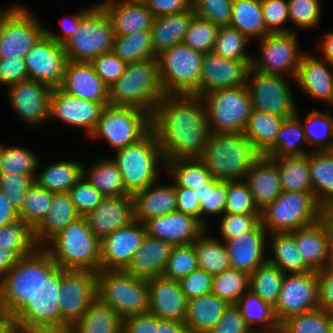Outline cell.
Wrapping results in <instances>:
<instances>
[{"label": "cell", "mask_w": 333, "mask_h": 333, "mask_svg": "<svg viewBox=\"0 0 333 333\" xmlns=\"http://www.w3.org/2000/svg\"><path fill=\"white\" fill-rule=\"evenodd\" d=\"M163 158H201L211 134L205 105L198 95H167L151 114Z\"/></svg>", "instance_id": "obj_1"}, {"label": "cell", "mask_w": 333, "mask_h": 333, "mask_svg": "<svg viewBox=\"0 0 333 333\" xmlns=\"http://www.w3.org/2000/svg\"><path fill=\"white\" fill-rule=\"evenodd\" d=\"M57 266L42 247L20 258L0 280V310L14 317L35 296L42 279Z\"/></svg>", "instance_id": "obj_2"}, {"label": "cell", "mask_w": 333, "mask_h": 333, "mask_svg": "<svg viewBox=\"0 0 333 333\" xmlns=\"http://www.w3.org/2000/svg\"><path fill=\"white\" fill-rule=\"evenodd\" d=\"M64 270H100V240L84 216L73 220L42 247Z\"/></svg>", "instance_id": "obj_3"}, {"label": "cell", "mask_w": 333, "mask_h": 333, "mask_svg": "<svg viewBox=\"0 0 333 333\" xmlns=\"http://www.w3.org/2000/svg\"><path fill=\"white\" fill-rule=\"evenodd\" d=\"M108 91L109 105L133 106L152 114L166 96L160 82L158 58L128 63Z\"/></svg>", "instance_id": "obj_4"}, {"label": "cell", "mask_w": 333, "mask_h": 333, "mask_svg": "<svg viewBox=\"0 0 333 333\" xmlns=\"http://www.w3.org/2000/svg\"><path fill=\"white\" fill-rule=\"evenodd\" d=\"M261 156L244 133H211L201 159L218 181H240Z\"/></svg>", "instance_id": "obj_5"}, {"label": "cell", "mask_w": 333, "mask_h": 333, "mask_svg": "<svg viewBox=\"0 0 333 333\" xmlns=\"http://www.w3.org/2000/svg\"><path fill=\"white\" fill-rule=\"evenodd\" d=\"M113 155L111 158L122 175L125 189L132 195L159 180L160 171H165V160L152 130L138 142L115 151Z\"/></svg>", "instance_id": "obj_6"}, {"label": "cell", "mask_w": 333, "mask_h": 333, "mask_svg": "<svg viewBox=\"0 0 333 333\" xmlns=\"http://www.w3.org/2000/svg\"><path fill=\"white\" fill-rule=\"evenodd\" d=\"M62 268L43 278L35 296L14 316L18 333H61Z\"/></svg>", "instance_id": "obj_7"}, {"label": "cell", "mask_w": 333, "mask_h": 333, "mask_svg": "<svg viewBox=\"0 0 333 333\" xmlns=\"http://www.w3.org/2000/svg\"><path fill=\"white\" fill-rule=\"evenodd\" d=\"M97 278V297L110 305L119 316L148 313V281L129 274L125 270H99Z\"/></svg>", "instance_id": "obj_8"}, {"label": "cell", "mask_w": 333, "mask_h": 333, "mask_svg": "<svg viewBox=\"0 0 333 333\" xmlns=\"http://www.w3.org/2000/svg\"><path fill=\"white\" fill-rule=\"evenodd\" d=\"M321 219V206L313 193L282 191L261 210V224L268 234L293 232Z\"/></svg>", "instance_id": "obj_9"}, {"label": "cell", "mask_w": 333, "mask_h": 333, "mask_svg": "<svg viewBox=\"0 0 333 333\" xmlns=\"http://www.w3.org/2000/svg\"><path fill=\"white\" fill-rule=\"evenodd\" d=\"M159 76L165 95H198L204 54L184 43L158 55Z\"/></svg>", "instance_id": "obj_10"}, {"label": "cell", "mask_w": 333, "mask_h": 333, "mask_svg": "<svg viewBox=\"0 0 333 333\" xmlns=\"http://www.w3.org/2000/svg\"><path fill=\"white\" fill-rule=\"evenodd\" d=\"M151 130V114L133 106L106 105L91 139L106 140L114 151L142 139Z\"/></svg>", "instance_id": "obj_11"}, {"label": "cell", "mask_w": 333, "mask_h": 333, "mask_svg": "<svg viewBox=\"0 0 333 333\" xmlns=\"http://www.w3.org/2000/svg\"><path fill=\"white\" fill-rule=\"evenodd\" d=\"M211 133H244L252 111L246 85L218 89L201 97Z\"/></svg>", "instance_id": "obj_12"}, {"label": "cell", "mask_w": 333, "mask_h": 333, "mask_svg": "<svg viewBox=\"0 0 333 333\" xmlns=\"http://www.w3.org/2000/svg\"><path fill=\"white\" fill-rule=\"evenodd\" d=\"M114 31L109 16L97 4L81 21L76 34L63 44L69 61L91 62L112 51Z\"/></svg>", "instance_id": "obj_13"}, {"label": "cell", "mask_w": 333, "mask_h": 333, "mask_svg": "<svg viewBox=\"0 0 333 333\" xmlns=\"http://www.w3.org/2000/svg\"><path fill=\"white\" fill-rule=\"evenodd\" d=\"M291 80L283 75L267 74L253 69L247 73L246 86L250 93L252 110L289 118L297 113Z\"/></svg>", "instance_id": "obj_14"}, {"label": "cell", "mask_w": 333, "mask_h": 333, "mask_svg": "<svg viewBox=\"0 0 333 333\" xmlns=\"http://www.w3.org/2000/svg\"><path fill=\"white\" fill-rule=\"evenodd\" d=\"M45 31L46 27L27 7L12 5L0 26V58H24Z\"/></svg>", "instance_id": "obj_15"}, {"label": "cell", "mask_w": 333, "mask_h": 333, "mask_svg": "<svg viewBox=\"0 0 333 333\" xmlns=\"http://www.w3.org/2000/svg\"><path fill=\"white\" fill-rule=\"evenodd\" d=\"M259 57H252L251 67L257 71L294 78L302 55L298 36L295 31L289 33H270L259 39Z\"/></svg>", "instance_id": "obj_16"}, {"label": "cell", "mask_w": 333, "mask_h": 333, "mask_svg": "<svg viewBox=\"0 0 333 333\" xmlns=\"http://www.w3.org/2000/svg\"><path fill=\"white\" fill-rule=\"evenodd\" d=\"M97 297L96 273L89 270H64L60 285L61 333L78 321Z\"/></svg>", "instance_id": "obj_17"}, {"label": "cell", "mask_w": 333, "mask_h": 333, "mask_svg": "<svg viewBox=\"0 0 333 333\" xmlns=\"http://www.w3.org/2000/svg\"><path fill=\"white\" fill-rule=\"evenodd\" d=\"M318 271L285 274L274 307L277 321L281 324L289 317L319 308Z\"/></svg>", "instance_id": "obj_18"}, {"label": "cell", "mask_w": 333, "mask_h": 333, "mask_svg": "<svg viewBox=\"0 0 333 333\" xmlns=\"http://www.w3.org/2000/svg\"><path fill=\"white\" fill-rule=\"evenodd\" d=\"M5 88L13 111L27 125L34 128L49 121V100L52 88L29 78Z\"/></svg>", "instance_id": "obj_19"}, {"label": "cell", "mask_w": 333, "mask_h": 333, "mask_svg": "<svg viewBox=\"0 0 333 333\" xmlns=\"http://www.w3.org/2000/svg\"><path fill=\"white\" fill-rule=\"evenodd\" d=\"M24 58L29 79L46 84L52 89L59 88L68 61L63 45L45 34Z\"/></svg>", "instance_id": "obj_20"}, {"label": "cell", "mask_w": 333, "mask_h": 333, "mask_svg": "<svg viewBox=\"0 0 333 333\" xmlns=\"http://www.w3.org/2000/svg\"><path fill=\"white\" fill-rule=\"evenodd\" d=\"M146 236L144 224L133 220L100 241V270H125Z\"/></svg>", "instance_id": "obj_21"}, {"label": "cell", "mask_w": 333, "mask_h": 333, "mask_svg": "<svg viewBox=\"0 0 333 333\" xmlns=\"http://www.w3.org/2000/svg\"><path fill=\"white\" fill-rule=\"evenodd\" d=\"M252 60H230L213 51L204 54L199 81V96L218 89L246 85Z\"/></svg>", "instance_id": "obj_22"}, {"label": "cell", "mask_w": 333, "mask_h": 333, "mask_svg": "<svg viewBox=\"0 0 333 333\" xmlns=\"http://www.w3.org/2000/svg\"><path fill=\"white\" fill-rule=\"evenodd\" d=\"M104 106L94 102L70 96L59 88H54L49 100V120L52 118L66 125L85 129L89 137L98 122Z\"/></svg>", "instance_id": "obj_23"}, {"label": "cell", "mask_w": 333, "mask_h": 333, "mask_svg": "<svg viewBox=\"0 0 333 333\" xmlns=\"http://www.w3.org/2000/svg\"><path fill=\"white\" fill-rule=\"evenodd\" d=\"M143 224L146 235L173 246L191 244L207 230L197 218L177 210L148 219Z\"/></svg>", "instance_id": "obj_24"}, {"label": "cell", "mask_w": 333, "mask_h": 333, "mask_svg": "<svg viewBox=\"0 0 333 333\" xmlns=\"http://www.w3.org/2000/svg\"><path fill=\"white\" fill-rule=\"evenodd\" d=\"M59 89L64 93L85 100L109 105L108 86L97 76L91 62L67 61Z\"/></svg>", "instance_id": "obj_25"}, {"label": "cell", "mask_w": 333, "mask_h": 333, "mask_svg": "<svg viewBox=\"0 0 333 333\" xmlns=\"http://www.w3.org/2000/svg\"><path fill=\"white\" fill-rule=\"evenodd\" d=\"M85 218L90 230L101 241L115 230L135 220L133 195L104 197Z\"/></svg>", "instance_id": "obj_26"}, {"label": "cell", "mask_w": 333, "mask_h": 333, "mask_svg": "<svg viewBox=\"0 0 333 333\" xmlns=\"http://www.w3.org/2000/svg\"><path fill=\"white\" fill-rule=\"evenodd\" d=\"M148 313L160 320L185 321L188 300L181 290L179 281L163 276L148 279Z\"/></svg>", "instance_id": "obj_27"}, {"label": "cell", "mask_w": 333, "mask_h": 333, "mask_svg": "<svg viewBox=\"0 0 333 333\" xmlns=\"http://www.w3.org/2000/svg\"><path fill=\"white\" fill-rule=\"evenodd\" d=\"M295 84L317 101L331 105L333 99V66L323 58L304 53L298 66Z\"/></svg>", "instance_id": "obj_28"}, {"label": "cell", "mask_w": 333, "mask_h": 333, "mask_svg": "<svg viewBox=\"0 0 333 333\" xmlns=\"http://www.w3.org/2000/svg\"><path fill=\"white\" fill-rule=\"evenodd\" d=\"M267 231L261 222L252 230L239 237L225 241L231 268L249 275L266 260Z\"/></svg>", "instance_id": "obj_29"}, {"label": "cell", "mask_w": 333, "mask_h": 333, "mask_svg": "<svg viewBox=\"0 0 333 333\" xmlns=\"http://www.w3.org/2000/svg\"><path fill=\"white\" fill-rule=\"evenodd\" d=\"M97 3L109 16L115 35H131L152 27L154 16L143 2L103 0Z\"/></svg>", "instance_id": "obj_30"}, {"label": "cell", "mask_w": 333, "mask_h": 333, "mask_svg": "<svg viewBox=\"0 0 333 333\" xmlns=\"http://www.w3.org/2000/svg\"><path fill=\"white\" fill-rule=\"evenodd\" d=\"M256 206L261 211L272 203L282 192L280 174L276 164L261 155L245 175Z\"/></svg>", "instance_id": "obj_31"}, {"label": "cell", "mask_w": 333, "mask_h": 333, "mask_svg": "<svg viewBox=\"0 0 333 333\" xmlns=\"http://www.w3.org/2000/svg\"><path fill=\"white\" fill-rule=\"evenodd\" d=\"M159 181V183H158ZM134 219L144 222L177 210L176 186L172 182L167 185L157 180L145 189L133 194Z\"/></svg>", "instance_id": "obj_32"}, {"label": "cell", "mask_w": 333, "mask_h": 333, "mask_svg": "<svg viewBox=\"0 0 333 333\" xmlns=\"http://www.w3.org/2000/svg\"><path fill=\"white\" fill-rule=\"evenodd\" d=\"M173 247L170 243L146 235L125 271L147 280L162 276Z\"/></svg>", "instance_id": "obj_33"}, {"label": "cell", "mask_w": 333, "mask_h": 333, "mask_svg": "<svg viewBox=\"0 0 333 333\" xmlns=\"http://www.w3.org/2000/svg\"><path fill=\"white\" fill-rule=\"evenodd\" d=\"M305 263L314 271L324 268L328 257L329 233L320 219L316 223L290 232Z\"/></svg>", "instance_id": "obj_34"}, {"label": "cell", "mask_w": 333, "mask_h": 333, "mask_svg": "<svg viewBox=\"0 0 333 333\" xmlns=\"http://www.w3.org/2000/svg\"><path fill=\"white\" fill-rule=\"evenodd\" d=\"M230 304L210 293L188 300L184 323L190 333H209Z\"/></svg>", "instance_id": "obj_35"}, {"label": "cell", "mask_w": 333, "mask_h": 333, "mask_svg": "<svg viewBox=\"0 0 333 333\" xmlns=\"http://www.w3.org/2000/svg\"><path fill=\"white\" fill-rule=\"evenodd\" d=\"M194 16L193 8H191L189 11L177 14L154 17L150 32L154 52L157 56L163 51L183 43Z\"/></svg>", "instance_id": "obj_36"}, {"label": "cell", "mask_w": 333, "mask_h": 333, "mask_svg": "<svg viewBox=\"0 0 333 333\" xmlns=\"http://www.w3.org/2000/svg\"><path fill=\"white\" fill-rule=\"evenodd\" d=\"M79 217L68 192L53 193L51 208L42 223L34 230L38 247H43L52 237L64 230Z\"/></svg>", "instance_id": "obj_37"}, {"label": "cell", "mask_w": 333, "mask_h": 333, "mask_svg": "<svg viewBox=\"0 0 333 333\" xmlns=\"http://www.w3.org/2000/svg\"><path fill=\"white\" fill-rule=\"evenodd\" d=\"M66 333H122V318L110 305L96 297Z\"/></svg>", "instance_id": "obj_38"}, {"label": "cell", "mask_w": 333, "mask_h": 333, "mask_svg": "<svg viewBox=\"0 0 333 333\" xmlns=\"http://www.w3.org/2000/svg\"><path fill=\"white\" fill-rule=\"evenodd\" d=\"M272 255L267 260L275 264L284 274L306 273L313 271L304 261L290 232L267 235Z\"/></svg>", "instance_id": "obj_39"}, {"label": "cell", "mask_w": 333, "mask_h": 333, "mask_svg": "<svg viewBox=\"0 0 333 333\" xmlns=\"http://www.w3.org/2000/svg\"><path fill=\"white\" fill-rule=\"evenodd\" d=\"M83 167L78 161H58L44 167L34 182L52 193L68 192L83 177Z\"/></svg>", "instance_id": "obj_40"}, {"label": "cell", "mask_w": 333, "mask_h": 333, "mask_svg": "<svg viewBox=\"0 0 333 333\" xmlns=\"http://www.w3.org/2000/svg\"><path fill=\"white\" fill-rule=\"evenodd\" d=\"M313 195L320 206L333 202V151L308 154Z\"/></svg>", "instance_id": "obj_41"}, {"label": "cell", "mask_w": 333, "mask_h": 333, "mask_svg": "<svg viewBox=\"0 0 333 333\" xmlns=\"http://www.w3.org/2000/svg\"><path fill=\"white\" fill-rule=\"evenodd\" d=\"M229 26L239 30L249 40H259L270 34L264 23L261 0H233Z\"/></svg>", "instance_id": "obj_42"}, {"label": "cell", "mask_w": 333, "mask_h": 333, "mask_svg": "<svg viewBox=\"0 0 333 333\" xmlns=\"http://www.w3.org/2000/svg\"><path fill=\"white\" fill-rule=\"evenodd\" d=\"M270 159L278 168L282 191L313 193L308 154Z\"/></svg>", "instance_id": "obj_43"}, {"label": "cell", "mask_w": 333, "mask_h": 333, "mask_svg": "<svg viewBox=\"0 0 333 333\" xmlns=\"http://www.w3.org/2000/svg\"><path fill=\"white\" fill-rule=\"evenodd\" d=\"M83 177L104 197L130 195L125 189L122 175L112 158H102L93 165L83 167Z\"/></svg>", "instance_id": "obj_44"}, {"label": "cell", "mask_w": 333, "mask_h": 333, "mask_svg": "<svg viewBox=\"0 0 333 333\" xmlns=\"http://www.w3.org/2000/svg\"><path fill=\"white\" fill-rule=\"evenodd\" d=\"M235 305L251 330H259L260 326V331L279 333L280 324L276 319L274 307L258 295L248 290ZM255 325L258 328H254Z\"/></svg>", "instance_id": "obj_45"}, {"label": "cell", "mask_w": 333, "mask_h": 333, "mask_svg": "<svg viewBox=\"0 0 333 333\" xmlns=\"http://www.w3.org/2000/svg\"><path fill=\"white\" fill-rule=\"evenodd\" d=\"M165 174L173 179L176 187L205 186L213 177L201 158H176L165 162Z\"/></svg>", "instance_id": "obj_46"}, {"label": "cell", "mask_w": 333, "mask_h": 333, "mask_svg": "<svg viewBox=\"0 0 333 333\" xmlns=\"http://www.w3.org/2000/svg\"><path fill=\"white\" fill-rule=\"evenodd\" d=\"M284 120L273 114L252 110L244 136L261 155H264L274 145L276 135Z\"/></svg>", "instance_id": "obj_47"}, {"label": "cell", "mask_w": 333, "mask_h": 333, "mask_svg": "<svg viewBox=\"0 0 333 333\" xmlns=\"http://www.w3.org/2000/svg\"><path fill=\"white\" fill-rule=\"evenodd\" d=\"M303 144L306 145L307 141L300 118L297 115L285 118L283 125L276 135L274 145L264 156L278 158L309 154L310 151Z\"/></svg>", "instance_id": "obj_48"}, {"label": "cell", "mask_w": 333, "mask_h": 333, "mask_svg": "<svg viewBox=\"0 0 333 333\" xmlns=\"http://www.w3.org/2000/svg\"><path fill=\"white\" fill-rule=\"evenodd\" d=\"M208 231L207 229L193 243L199 268L214 276L231 268V265L225 243L219 237L207 234Z\"/></svg>", "instance_id": "obj_49"}, {"label": "cell", "mask_w": 333, "mask_h": 333, "mask_svg": "<svg viewBox=\"0 0 333 333\" xmlns=\"http://www.w3.org/2000/svg\"><path fill=\"white\" fill-rule=\"evenodd\" d=\"M296 115L301 120L307 145H313V151H333V116L331 113H322L313 108L306 115L305 120L300 116L299 110Z\"/></svg>", "instance_id": "obj_50"}, {"label": "cell", "mask_w": 333, "mask_h": 333, "mask_svg": "<svg viewBox=\"0 0 333 333\" xmlns=\"http://www.w3.org/2000/svg\"><path fill=\"white\" fill-rule=\"evenodd\" d=\"M112 52L127 64L158 57L154 52L150 30L115 35Z\"/></svg>", "instance_id": "obj_51"}, {"label": "cell", "mask_w": 333, "mask_h": 333, "mask_svg": "<svg viewBox=\"0 0 333 333\" xmlns=\"http://www.w3.org/2000/svg\"><path fill=\"white\" fill-rule=\"evenodd\" d=\"M284 275L275 264L266 260L249 275V291L274 306L280 293Z\"/></svg>", "instance_id": "obj_52"}, {"label": "cell", "mask_w": 333, "mask_h": 333, "mask_svg": "<svg viewBox=\"0 0 333 333\" xmlns=\"http://www.w3.org/2000/svg\"><path fill=\"white\" fill-rule=\"evenodd\" d=\"M39 156L22 146H7L0 142V174L36 175Z\"/></svg>", "instance_id": "obj_53"}, {"label": "cell", "mask_w": 333, "mask_h": 333, "mask_svg": "<svg viewBox=\"0 0 333 333\" xmlns=\"http://www.w3.org/2000/svg\"><path fill=\"white\" fill-rule=\"evenodd\" d=\"M0 247L12 250L19 258L29 256L38 248L34 231L20 219L0 227Z\"/></svg>", "instance_id": "obj_54"}, {"label": "cell", "mask_w": 333, "mask_h": 333, "mask_svg": "<svg viewBox=\"0 0 333 333\" xmlns=\"http://www.w3.org/2000/svg\"><path fill=\"white\" fill-rule=\"evenodd\" d=\"M249 290V274L229 268L213 276L211 293L228 302H236Z\"/></svg>", "instance_id": "obj_55"}, {"label": "cell", "mask_w": 333, "mask_h": 333, "mask_svg": "<svg viewBox=\"0 0 333 333\" xmlns=\"http://www.w3.org/2000/svg\"><path fill=\"white\" fill-rule=\"evenodd\" d=\"M194 191L200 200V222L208 229L207 217L225 213L227 181L213 178L205 186L195 187Z\"/></svg>", "instance_id": "obj_56"}, {"label": "cell", "mask_w": 333, "mask_h": 333, "mask_svg": "<svg viewBox=\"0 0 333 333\" xmlns=\"http://www.w3.org/2000/svg\"><path fill=\"white\" fill-rule=\"evenodd\" d=\"M53 193L39 187L35 182L29 188L19 213V219L33 231L42 223L51 208Z\"/></svg>", "instance_id": "obj_57"}, {"label": "cell", "mask_w": 333, "mask_h": 333, "mask_svg": "<svg viewBox=\"0 0 333 333\" xmlns=\"http://www.w3.org/2000/svg\"><path fill=\"white\" fill-rule=\"evenodd\" d=\"M332 320L333 314L318 308L284 320L279 333H328Z\"/></svg>", "instance_id": "obj_58"}, {"label": "cell", "mask_w": 333, "mask_h": 333, "mask_svg": "<svg viewBox=\"0 0 333 333\" xmlns=\"http://www.w3.org/2000/svg\"><path fill=\"white\" fill-rule=\"evenodd\" d=\"M249 41L251 40L236 28L220 26L213 52L230 60H252L253 55L246 51Z\"/></svg>", "instance_id": "obj_59"}, {"label": "cell", "mask_w": 333, "mask_h": 333, "mask_svg": "<svg viewBox=\"0 0 333 333\" xmlns=\"http://www.w3.org/2000/svg\"><path fill=\"white\" fill-rule=\"evenodd\" d=\"M197 268L199 266L194 243L174 246L162 276L180 281Z\"/></svg>", "instance_id": "obj_60"}, {"label": "cell", "mask_w": 333, "mask_h": 333, "mask_svg": "<svg viewBox=\"0 0 333 333\" xmlns=\"http://www.w3.org/2000/svg\"><path fill=\"white\" fill-rule=\"evenodd\" d=\"M219 27L211 21L194 16L185 34L183 43L192 49L207 54L213 51Z\"/></svg>", "instance_id": "obj_61"}, {"label": "cell", "mask_w": 333, "mask_h": 333, "mask_svg": "<svg viewBox=\"0 0 333 333\" xmlns=\"http://www.w3.org/2000/svg\"><path fill=\"white\" fill-rule=\"evenodd\" d=\"M225 212L233 214H261L244 180L227 181Z\"/></svg>", "instance_id": "obj_62"}, {"label": "cell", "mask_w": 333, "mask_h": 333, "mask_svg": "<svg viewBox=\"0 0 333 333\" xmlns=\"http://www.w3.org/2000/svg\"><path fill=\"white\" fill-rule=\"evenodd\" d=\"M321 0H288L289 20L296 28L312 29L322 18Z\"/></svg>", "instance_id": "obj_63"}, {"label": "cell", "mask_w": 333, "mask_h": 333, "mask_svg": "<svg viewBox=\"0 0 333 333\" xmlns=\"http://www.w3.org/2000/svg\"><path fill=\"white\" fill-rule=\"evenodd\" d=\"M233 0H192L194 14L218 27L229 26Z\"/></svg>", "instance_id": "obj_64"}, {"label": "cell", "mask_w": 333, "mask_h": 333, "mask_svg": "<svg viewBox=\"0 0 333 333\" xmlns=\"http://www.w3.org/2000/svg\"><path fill=\"white\" fill-rule=\"evenodd\" d=\"M35 175L0 174V190L9 198L15 210L22 208L25 196L34 183Z\"/></svg>", "instance_id": "obj_65"}, {"label": "cell", "mask_w": 333, "mask_h": 333, "mask_svg": "<svg viewBox=\"0 0 333 333\" xmlns=\"http://www.w3.org/2000/svg\"><path fill=\"white\" fill-rule=\"evenodd\" d=\"M70 200L79 216H86L102 201L104 196L82 177L69 191Z\"/></svg>", "instance_id": "obj_66"}, {"label": "cell", "mask_w": 333, "mask_h": 333, "mask_svg": "<svg viewBox=\"0 0 333 333\" xmlns=\"http://www.w3.org/2000/svg\"><path fill=\"white\" fill-rule=\"evenodd\" d=\"M220 222V234L224 242L249 231H252L260 222L261 214H233L225 212Z\"/></svg>", "instance_id": "obj_67"}, {"label": "cell", "mask_w": 333, "mask_h": 333, "mask_svg": "<svg viewBox=\"0 0 333 333\" xmlns=\"http://www.w3.org/2000/svg\"><path fill=\"white\" fill-rule=\"evenodd\" d=\"M261 7L264 23L270 33L293 32L285 25L290 21L288 0H261Z\"/></svg>", "instance_id": "obj_68"}, {"label": "cell", "mask_w": 333, "mask_h": 333, "mask_svg": "<svg viewBox=\"0 0 333 333\" xmlns=\"http://www.w3.org/2000/svg\"><path fill=\"white\" fill-rule=\"evenodd\" d=\"M97 76L109 87L124 73L127 63L112 51L101 54L91 61Z\"/></svg>", "instance_id": "obj_69"}, {"label": "cell", "mask_w": 333, "mask_h": 333, "mask_svg": "<svg viewBox=\"0 0 333 333\" xmlns=\"http://www.w3.org/2000/svg\"><path fill=\"white\" fill-rule=\"evenodd\" d=\"M213 276L207 271L197 268L179 281L180 287L187 300L210 294Z\"/></svg>", "instance_id": "obj_70"}, {"label": "cell", "mask_w": 333, "mask_h": 333, "mask_svg": "<svg viewBox=\"0 0 333 333\" xmlns=\"http://www.w3.org/2000/svg\"><path fill=\"white\" fill-rule=\"evenodd\" d=\"M252 331L242 317L239 308L235 304H230L209 333H249Z\"/></svg>", "instance_id": "obj_71"}, {"label": "cell", "mask_w": 333, "mask_h": 333, "mask_svg": "<svg viewBox=\"0 0 333 333\" xmlns=\"http://www.w3.org/2000/svg\"><path fill=\"white\" fill-rule=\"evenodd\" d=\"M27 78L25 58H0V84L9 86Z\"/></svg>", "instance_id": "obj_72"}, {"label": "cell", "mask_w": 333, "mask_h": 333, "mask_svg": "<svg viewBox=\"0 0 333 333\" xmlns=\"http://www.w3.org/2000/svg\"><path fill=\"white\" fill-rule=\"evenodd\" d=\"M96 3L93 6H89L87 9L83 8L75 14H72L71 17L62 18L60 20L62 31L59 34L55 33L53 30L50 31L48 27H46V35L56 41L58 44L63 45L67 40L72 38L76 32L79 30L80 23L82 19L97 5ZM66 19V20H65Z\"/></svg>", "instance_id": "obj_73"}, {"label": "cell", "mask_w": 333, "mask_h": 333, "mask_svg": "<svg viewBox=\"0 0 333 333\" xmlns=\"http://www.w3.org/2000/svg\"><path fill=\"white\" fill-rule=\"evenodd\" d=\"M122 333H157V317L150 313L122 319Z\"/></svg>", "instance_id": "obj_74"}, {"label": "cell", "mask_w": 333, "mask_h": 333, "mask_svg": "<svg viewBox=\"0 0 333 333\" xmlns=\"http://www.w3.org/2000/svg\"><path fill=\"white\" fill-rule=\"evenodd\" d=\"M144 3L154 17L177 14L192 8V0H146Z\"/></svg>", "instance_id": "obj_75"}, {"label": "cell", "mask_w": 333, "mask_h": 333, "mask_svg": "<svg viewBox=\"0 0 333 333\" xmlns=\"http://www.w3.org/2000/svg\"><path fill=\"white\" fill-rule=\"evenodd\" d=\"M176 207L177 211L200 221V200L193 188L176 187Z\"/></svg>", "instance_id": "obj_76"}, {"label": "cell", "mask_w": 333, "mask_h": 333, "mask_svg": "<svg viewBox=\"0 0 333 333\" xmlns=\"http://www.w3.org/2000/svg\"><path fill=\"white\" fill-rule=\"evenodd\" d=\"M319 280V308L333 314V270L318 271Z\"/></svg>", "instance_id": "obj_77"}, {"label": "cell", "mask_w": 333, "mask_h": 333, "mask_svg": "<svg viewBox=\"0 0 333 333\" xmlns=\"http://www.w3.org/2000/svg\"><path fill=\"white\" fill-rule=\"evenodd\" d=\"M19 220V213L10 203L7 195L0 190V227Z\"/></svg>", "instance_id": "obj_78"}, {"label": "cell", "mask_w": 333, "mask_h": 333, "mask_svg": "<svg viewBox=\"0 0 333 333\" xmlns=\"http://www.w3.org/2000/svg\"><path fill=\"white\" fill-rule=\"evenodd\" d=\"M157 333H190L184 322L160 320L157 317Z\"/></svg>", "instance_id": "obj_79"}, {"label": "cell", "mask_w": 333, "mask_h": 333, "mask_svg": "<svg viewBox=\"0 0 333 333\" xmlns=\"http://www.w3.org/2000/svg\"><path fill=\"white\" fill-rule=\"evenodd\" d=\"M19 259L12 250L0 247V280L16 265Z\"/></svg>", "instance_id": "obj_80"}]
</instances>
